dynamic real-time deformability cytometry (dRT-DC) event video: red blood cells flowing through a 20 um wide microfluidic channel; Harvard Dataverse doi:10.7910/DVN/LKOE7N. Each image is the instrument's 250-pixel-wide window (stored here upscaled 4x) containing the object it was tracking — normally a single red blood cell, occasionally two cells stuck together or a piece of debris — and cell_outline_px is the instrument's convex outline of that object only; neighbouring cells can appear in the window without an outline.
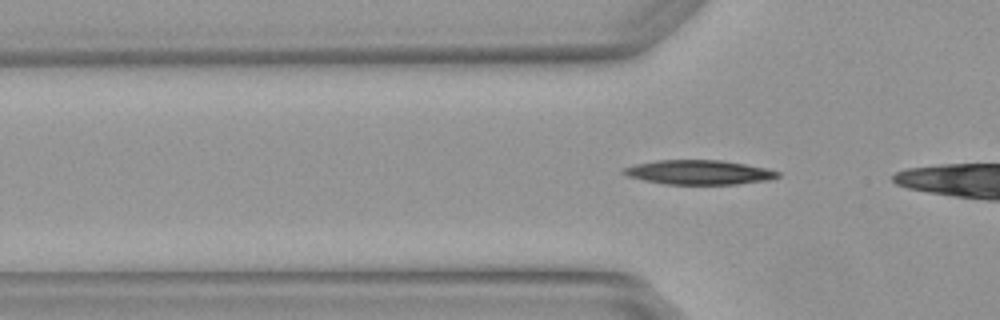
{"species": "Egyptian fruit bat (a non-hibernating species)", "species_latin": "Rousettus aegyptiacus", "temperature_condition": "warm", "stored_images_in_passage": 2, "camera_frame_rate_fps": 3000, "um_per_image_px": 0.085, "animal": {"sex": "female"}, "frame": {"image": 1, "passage_image": 2, "time_ms": 0.333, "image_size_px": [1000, 320], "cell_outline_px": [[780, 176], [768, 180], [736, 184], [664, 184], [644, 180], [628, 176], [620, 172], [620, 168], [632, 164], [656, 160], [720, 160], [744, 164], [764, 168], [780, 172]], "centroid_in_image_um": [59.32, 14.64], "position_along_channel_um": 66.5, "area_um2": 21.96}}